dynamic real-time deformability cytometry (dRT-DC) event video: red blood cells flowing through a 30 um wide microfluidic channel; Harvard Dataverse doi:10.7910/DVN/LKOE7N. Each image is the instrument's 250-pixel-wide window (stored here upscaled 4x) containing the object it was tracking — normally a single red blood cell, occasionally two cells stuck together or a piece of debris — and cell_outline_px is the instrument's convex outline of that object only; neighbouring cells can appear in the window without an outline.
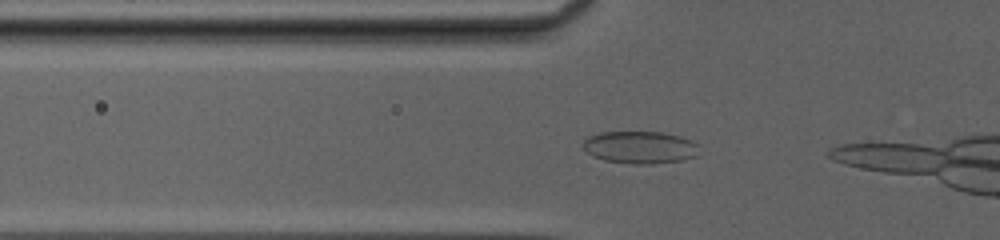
{"species": "common noctule bat (a hibernating species)", "species_latin": "Nyctalus noctula", "temperature_condition": "cold", "stored_images_in_passage": 6, "camera_frame_rate_fps": 3000, "um_per_image_px": 0.085, "animal": {"sex": "female", "body_mass_g": 20.0, "forearm_length_mm": 54.0}, "frame": {"image": 1, "passage_image": 3, "time_ms": 0.667, "image_size_px": [1000, 240], "cell_outline_px": [[700, 144], [696, 156], [680, 160], [652, 164], [632, 164], [604, 160], [592, 156], [584, 148], [584, 140], [588, 136], [600, 132], [660, 132], [680, 136], [692, 140]], "centroid_in_image_um": [54.42, 12.52], "position_along_channel_um": 71.4, "area_um2": 21.96}}